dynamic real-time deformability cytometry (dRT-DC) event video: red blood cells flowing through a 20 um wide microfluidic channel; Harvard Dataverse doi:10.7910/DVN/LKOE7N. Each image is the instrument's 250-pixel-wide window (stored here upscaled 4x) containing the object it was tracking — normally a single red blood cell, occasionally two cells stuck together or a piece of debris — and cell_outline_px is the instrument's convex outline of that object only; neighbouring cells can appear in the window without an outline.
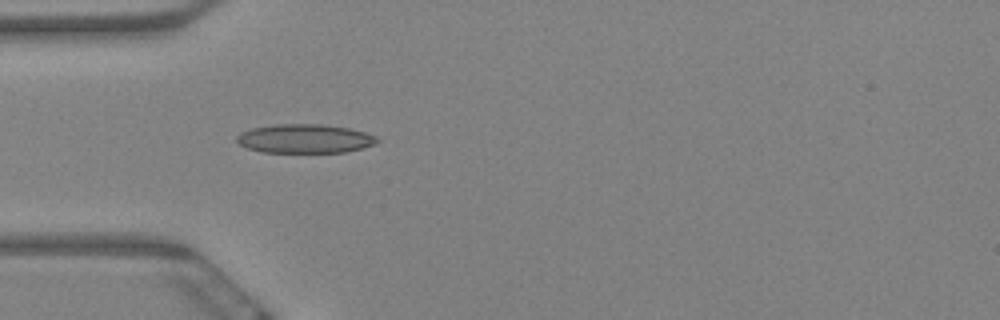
{"species": "Egyptian fruit bat (a non-hibernating species)", "species_latin": "Rousettus aegyptiacus", "temperature_condition": "warm", "stored_images_in_passage": 7, "camera_frame_rate_fps": 3000, "um_per_image_px": 0.085, "animal": {"sex": "female"}, "frame": {"image": 1, "passage_image": 7, "time_ms": 2.0, "image_size_px": [1000, 320], "cell_outline_px": [[380, 140], [376, 144], [344, 152], [264, 152], [248, 148], [240, 144], [236, 140], [236, 136], [240, 132], [252, 128], [276, 124], [324, 124], [348, 128], [364, 132], [376, 136]], "centroid_in_image_um": [25.91, 11.78], "position_along_channel_um": 59.1, "area_um2": 23.58}}